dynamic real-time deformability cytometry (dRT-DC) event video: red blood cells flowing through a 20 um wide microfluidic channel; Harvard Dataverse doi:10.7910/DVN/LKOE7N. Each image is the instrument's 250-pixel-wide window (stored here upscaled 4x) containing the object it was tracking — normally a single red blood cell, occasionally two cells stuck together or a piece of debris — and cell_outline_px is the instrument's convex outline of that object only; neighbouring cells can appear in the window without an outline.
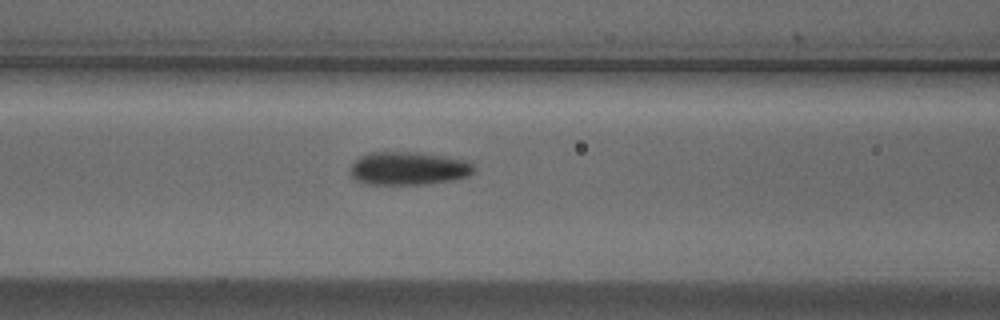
{"species": "Egyptian fruit bat (a non-hibernating species)", "species_latin": "Rousettus aegyptiacus", "temperature_condition": "cold", "stored_images_in_passage": 19, "camera_frame_rate_fps": 3000, "um_per_image_px": 0.085, "animal": {"sex": "male"}, "frame": {"image": 1, "passage_image": 14, "time_ms": 4.333, "image_size_px": [1000, 320], "cell_outline_px": [[476, 168], [468, 176], [452, 180], [424, 184], [368, 184], [356, 180], [348, 172], [348, 168], [360, 156], [368, 152], [416, 152], [448, 156], [468, 160]], "centroid_in_image_um": [34.71, 14.3], "position_along_channel_um": 131.9, "area_um2": 24.16}}